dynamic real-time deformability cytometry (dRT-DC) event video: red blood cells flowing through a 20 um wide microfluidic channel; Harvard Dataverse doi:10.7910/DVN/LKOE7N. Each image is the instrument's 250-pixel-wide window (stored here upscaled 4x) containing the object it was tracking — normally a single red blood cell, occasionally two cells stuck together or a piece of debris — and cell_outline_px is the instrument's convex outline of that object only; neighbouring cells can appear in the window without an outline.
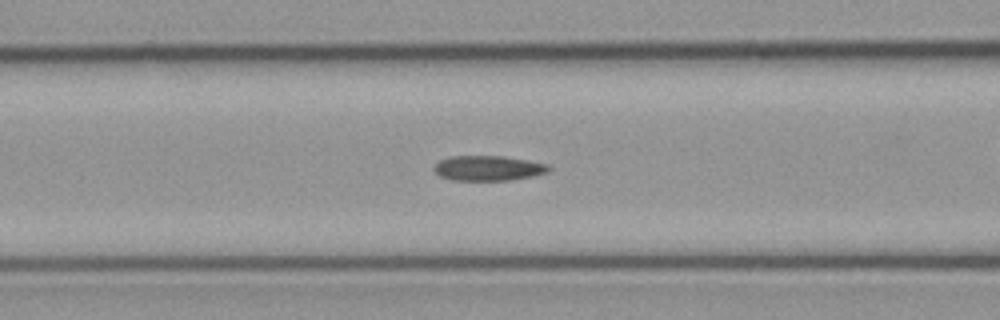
{"species": "common noctule bat (a hibernating species)", "species_latin": "Nyctalus noctula", "temperature_condition": "cold", "stored_images_in_passage": 51, "camera_frame_rate_fps": 3000, "um_per_image_px": 0.085, "animal": {"sex": "male", "body_mass_g": 23.1, "forearm_length_mm": 52.7}, "frame": {"image": 1, "passage_image": 17, "time_ms": 5.333, "image_size_px": [1000, 320], "cell_outline_px": [[552, 168], [548, 172], [532, 176], [508, 180], [452, 180], [440, 176], [432, 168], [440, 160], [448, 156], [504, 156], [548, 164]], "centroid_in_image_um": [41.49, 14.29], "position_along_channel_um": 125.1, "area_um2": 16.7}}
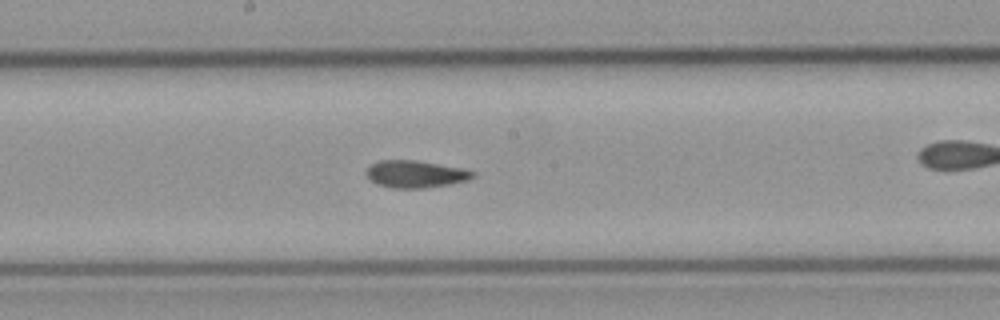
{"frame": {"image": 2, "passage_image": 24, "time_ms": 7.667, "image_size_px": [1000, 320], "cell_outline_px": [[476, 176], [468, 180], [448, 184], [424, 188], [392, 188], [376, 184], [368, 176], [368, 168], [372, 164], [380, 160], [412, 160], [460, 168], [476, 172]], "centroid_in_image_um": [35.33, 14.81], "position_along_channel_um": 212.9, "area_um2": 16.53}}
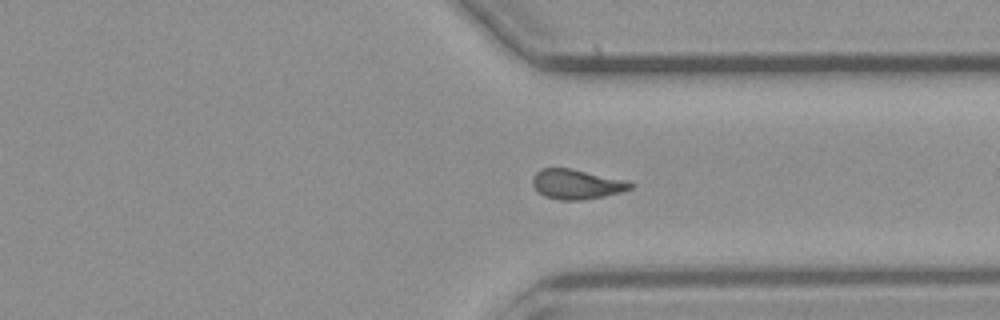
{"frame": {"image": 3, "passage_image": 36, "time_ms": 11.667, "image_size_px": [1000, 320], "cell_outline_px": [[632, 188], [620, 192], [604, 196], [580, 200], [560, 200], [544, 196], [532, 184], [532, 176], [540, 168], [568, 168], [624, 180], [632, 184]], "centroid_in_image_um": [48.95, 15.66], "position_along_channel_um": 362.4, "area_um2": 16.65}, "authors_computed_cell_mechanics": {"area_um2": 16.762, "velocity_mm_per_s": 3.7452, "shape_relaxation_time_tau1_ms": null, "shape_relaxation_time_tau2_ms": 2.469, "deformation_change_tau1": null, "deformation_change_tau2": 0.0875}}